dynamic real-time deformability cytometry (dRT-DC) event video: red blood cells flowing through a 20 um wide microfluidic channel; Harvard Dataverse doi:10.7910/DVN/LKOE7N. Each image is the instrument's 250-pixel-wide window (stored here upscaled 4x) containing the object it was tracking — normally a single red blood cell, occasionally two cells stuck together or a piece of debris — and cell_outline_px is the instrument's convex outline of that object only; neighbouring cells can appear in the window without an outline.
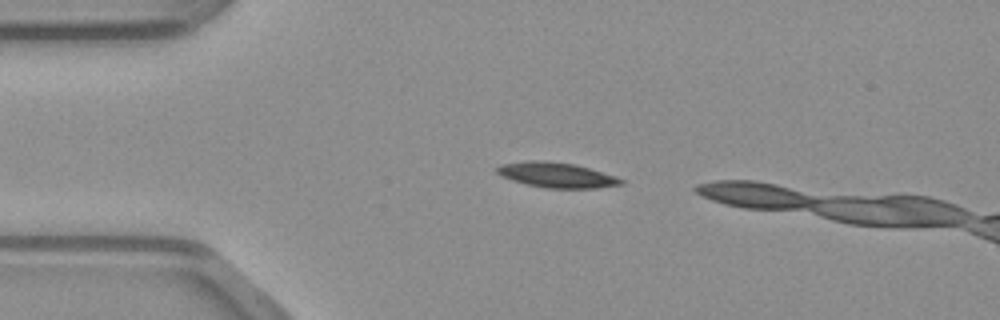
{"species": "common noctule bat (a hibernating species)", "species_latin": "Nyctalus noctula", "temperature_condition": "warm", "stored_images_in_passage": 11, "camera_frame_rate_fps": 3000, "um_per_image_px": 0.085, "animal": {"sex": "male", "body_mass_g": 23.1, "forearm_length_mm": 52.7}, "frame": {"image": 1, "passage_image": 7, "time_ms": 2.0, "image_size_px": [1000, 320], "cell_outline_px": [[624, 184], [596, 188], [544, 188], [512, 180], [500, 176], [496, 172], [496, 168], [500, 164], [528, 160], [544, 160], [572, 164], [588, 168], [616, 176], [624, 180]], "centroid_in_image_um": [47.28, 14.87], "position_along_channel_um": 37.7, "area_um2": 18.15}}